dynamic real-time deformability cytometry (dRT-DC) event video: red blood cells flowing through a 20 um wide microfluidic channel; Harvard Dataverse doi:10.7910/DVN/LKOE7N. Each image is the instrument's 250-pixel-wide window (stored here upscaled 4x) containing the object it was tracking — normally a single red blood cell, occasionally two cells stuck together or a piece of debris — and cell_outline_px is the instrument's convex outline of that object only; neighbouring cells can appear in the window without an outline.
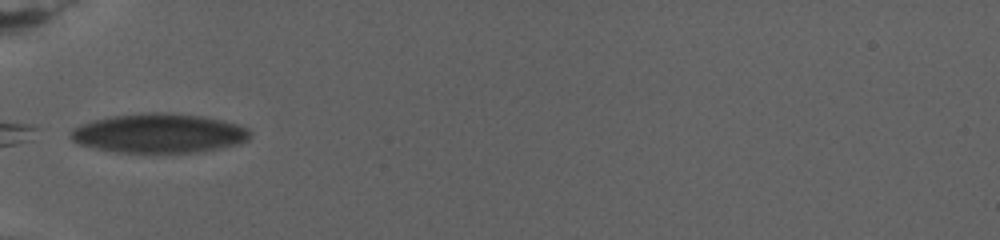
{"species": "human", "species_latin": "Homo sapiens", "temperature_condition": "warm", "stored_images_in_passage": 42, "camera_frame_rate_fps": 3000, "um_per_image_px": 0.085, "donor": {"sex": "female"}, "frame": {"image": 1, "passage_image": 1, "time_ms": 0.0, "image_size_px": [1000, 240], "cell_outline_px": [[252, 132], [248, 140], [240, 144], [204, 152], [116, 152], [96, 148], [80, 144], [72, 140], [68, 136], [72, 128], [80, 124], [92, 120], [112, 116], [148, 112], [160, 112], [200, 116], [224, 120], [248, 128]], "centroid_in_image_um": [13.53, 11.33], "position_along_channel_um": 71.5, "area_um2": 41.27}}
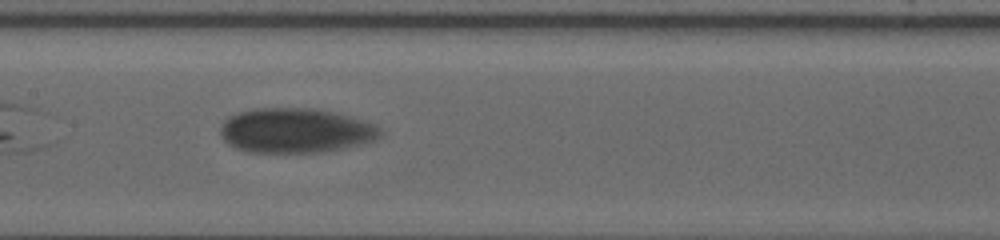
{"frame": {"image": 2, "passage_image": 14, "time_ms": 4.667, "image_size_px": [1000, 240], "cell_outline_px": [[380, 136], [372, 140], [360, 144], [324, 152], [248, 152], [236, 148], [228, 144], [220, 136], [220, 128], [224, 120], [228, 116], [252, 108], [312, 108], [332, 112], [348, 116], [372, 124], [380, 128]], "centroid_in_image_um": [25.04, 11.1], "position_along_channel_um": 182.4, "area_um2": 41.38}}
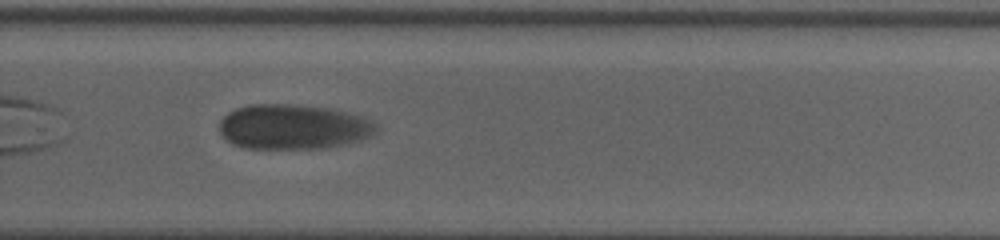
{"frame": {"image": 3, "passage_image": 34, "time_ms": 9.667, "image_size_px": [1000, 240], "cell_outline_px": [[376, 132], [372, 136], [348, 144], [324, 148], [244, 148], [232, 144], [224, 140], [220, 132], [220, 120], [228, 112], [236, 108], [252, 104], [288, 104], [332, 108], [364, 116], [372, 120], [376, 124]], "centroid_in_image_um": [24.94, 10.78], "position_along_channel_um": 304.9, "area_um2": 41.5}, "authors_computed_cell_mechanics": {"area_um2": 41.3559, "velocity_mm_per_s": 2.4491, "shape_relaxation_time_tau1_ms": 3.2727, "shape_relaxation_time_tau2_ms": null, "deformation_change_tau1": 0.0796, "deformation_change_tau2": null}}